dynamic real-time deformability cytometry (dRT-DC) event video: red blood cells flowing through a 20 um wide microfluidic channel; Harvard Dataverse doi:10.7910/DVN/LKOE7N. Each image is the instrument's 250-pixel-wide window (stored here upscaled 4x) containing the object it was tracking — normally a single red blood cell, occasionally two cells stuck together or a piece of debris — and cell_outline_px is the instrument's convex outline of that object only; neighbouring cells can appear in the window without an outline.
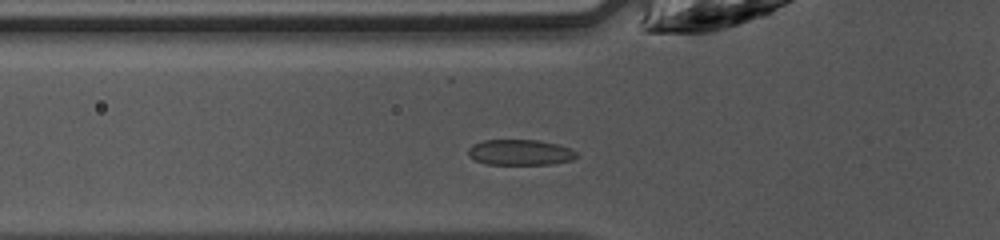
{"species": "common noctule bat (a hibernating species)", "species_latin": "Nyctalus noctula", "temperature_condition": "warm", "stored_images_in_passage": 34, "camera_frame_rate_fps": 3000, "um_per_image_px": 0.085, "animal": {"sex": "female", "body_mass_g": 10.0, "forearm_length_mm": 53.1}, "frame": {"image": 1, "passage_image": 7, "time_ms": 2.0, "image_size_px": [1000, 240], "cell_outline_px": [[580, 156], [572, 160], [552, 164], [484, 164], [468, 156], [468, 148], [472, 144], [484, 140], [536, 140], [560, 144], [576, 152]], "centroid_in_image_um": [44.21, 12.95], "position_along_channel_um": 81.6, "area_um2": 16.3}}
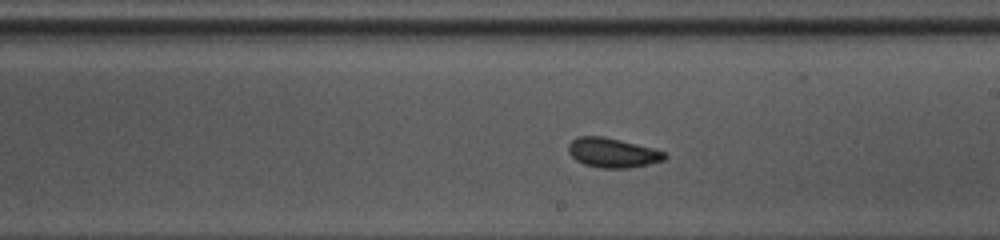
{"frame": {"image": 2, "passage_image": 18, "time_ms": 5.667, "image_size_px": [1000, 240], "cell_outline_px": [[668, 156], [664, 160], [648, 164], [628, 168], [600, 168], [584, 164], [576, 160], [568, 152], [568, 144], [572, 140], [580, 136], [604, 136], [652, 148], [664, 152]], "centroid_in_image_um": [52.05, 12.98], "position_along_channel_um": 237.0, "area_um2": 16.47}}
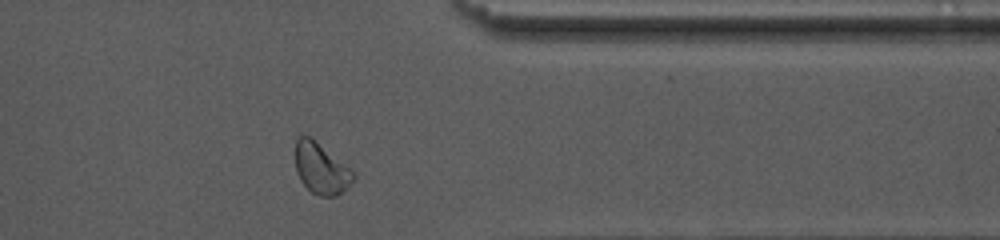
{"frame": {"image": 3, "passage_image": 29, "time_ms": 9.333, "image_size_px": [1000, 240], "cell_outline_px": [[356, 176], [336, 196], [320, 196], [312, 192], [300, 180], [296, 172], [296, 140], [300, 136], [312, 136], [356, 172]], "centroid_in_image_um": [27.3, 14.28], "position_along_channel_um": 384.1, "area_um2": 17.22}, "authors_computed_cell_mechanics": {"area_um2": 16.8198, "velocity_mm_per_s": 4.2124, "shape_relaxation_time_tau1_ms": 2.3726, "shape_relaxation_time_tau2_ms": 0.7669, "deformation_change_tau1": 0.085, "deformation_change_tau2": 0.0549}}